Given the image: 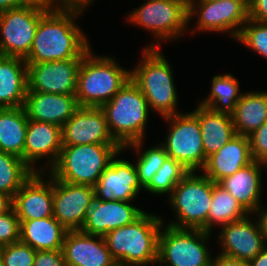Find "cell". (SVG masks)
I'll list each match as a JSON object with an SVG mask.
<instances>
[{
    "label": "cell",
    "instance_id": "6da1fadb",
    "mask_svg": "<svg viewBox=\"0 0 267 266\" xmlns=\"http://www.w3.org/2000/svg\"><path fill=\"white\" fill-rule=\"evenodd\" d=\"M89 5L65 3L47 11L39 22L26 63L82 59L91 49L76 19Z\"/></svg>",
    "mask_w": 267,
    "mask_h": 266
},
{
    "label": "cell",
    "instance_id": "7a4b0ae2",
    "mask_svg": "<svg viewBox=\"0 0 267 266\" xmlns=\"http://www.w3.org/2000/svg\"><path fill=\"white\" fill-rule=\"evenodd\" d=\"M163 224L159 216L144 212L133 223L108 232L104 240L118 266L156 264Z\"/></svg>",
    "mask_w": 267,
    "mask_h": 266
},
{
    "label": "cell",
    "instance_id": "3957f363",
    "mask_svg": "<svg viewBox=\"0 0 267 266\" xmlns=\"http://www.w3.org/2000/svg\"><path fill=\"white\" fill-rule=\"evenodd\" d=\"M142 58L130 70V78L147 99L150 109L162 118L180 113L177 111L178 96L170 63L159 48H143Z\"/></svg>",
    "mask_w": 267,
    "mask_h": 266
},
{
    "label": "cell",
    "instance_id": "277c9868",
    "mask_svg": "<svg viewBox=\"0 0 267 266\" xmlns=\"http://www.w3.org/2000/svg\"><path fill=\"white\" fill-rule=\"evenodd\" d=\"M91 51L82 58L75 96L81 107H102L130 79V70L112 57L97 56Z\"/></svg>",
    "mask_w": 267,
    "mask_h": 266
},
{
    "label": "cell",
    "instance_id": "5b68a950",
    "mask_svg": "<svg viewBox=\"0 0 267 266\" xmlns=\"http://www.w3.org/2000/svg\"><path fill=\"white\" fill-rule=\"evenodd\" d=\"M101 108L104 110L113 139L122 148L144 140L150 107L147 99L131 78Z\"/></svg>",
    "mask_w": 267,
    "mask_h": 266
},
{
    "label": "cell",
    "instance_id": "8992f818",
    "mask_svg": "<svg viewBox=\"0 0 267 266\" xmlns=\"http://www.w3.org/2000/svg\"><path fill=\"white\" fill-rule=\"evenodd\" d=\"M121 152L120 145L62 146L56 164L47 171L57 180L94 187L111 160Z\"/></svg>",
    "mask_w": 267,
    "mask_h": 266
},
{
    "label": "cell",
    "instance_id": "52a82bcc",
    "mask_svg": "<svg viewBox=\"0 0 267 266\" xmlns=\"http://www.w3.org/2000/svg\"><path fill=\"white\" fill-rule=\"evenodd\" d=\"M168 196L177 219L167 225L207 232V216L212 202V181L207 176L189 172Z\"/></svg>",
    "mask_w": 267,
    "mask_h": 266
},
{
    "label": "cell",
    "instance_id": "ba28073f",
    "mask_svg": "<svg viewBox=\"0 0 267 266\" xmlns=\"http://www.w3.org/2000/svg\"><path fill=\"white\" fill-rule=\"evenodd\" d=\"M162 225L159 234V266H210L208 239L211 233L200 229H182ZM164 229V230H163Z\"/></svg>",
    "mask_w": 267,
    "mask_h": 266
},
{
    "label": "cell",
    "instance_id": "9c48e42d",
    "mask_svg": "<svg viewBox=\"0 0 267 266\" xmlns=\"http://www.w3.org/2000/svg\"><path fill=\"white\" fill-rule=\"evenodd\" d=\"M188 3L189 1L147 0L129 13L128 21L154 34L157 43L148 45V48H159V41L175 40L187 31Z\"/></svg>",
    "mask_w": 267,
    "mask_h": 266
},
{
    "label": "cell",
    "instance_id": "30bf717a",
    "mask_svg": "<svg viewBox=\"0 0 267 266\" xmlns=\"http://www.w3.org/2000/svg\"><path fill=\"white\" fill-rule=\"evenodd\" d=\"M169 133L161 144L170 158L180 162L189 172L202 170L207 158L198 118L192 113H177L164 117Z\"/></svg>",
    "mask_w": 267,
    "mask_h": 266
},
{
    "label": "cell",
    "instance_id": "8fae6325",
    "mask_svg": "<svg viewBox=\"0 0 267 266\" xmlns=\"http://www.w3.org/2000/svg\"><path fill=\"white\" fill-rule=\"evenodd\" d=\"M46 12L34 6L0 12V55L26 59L41 17Z\"/></svg>",
    "mask_w": 267,
    "mask_h": 266
},
{
    "label": "cell",
    "instance_id": "7c38bea8",
    "mask_svg": "<svg viewBox=\"0 0 267 266\" xmlns=\"http://www.w3.org/2000/svg\"><path fill=\"white\" fill-rule=\"evenodd\" d=\"M194 15H198V20L195 29L191 30L193 34L196 30L198 32H227L232 38L237 39L247 22L248 10L241 3L232 0H189V24Z\"/></svg>",
    "mask_w": 267,
    "mask_h": 266
},
{
    "label": "cell",
    "instance_id": "4fadbf2b",
    "mask_svg": "<svg viewBox=\"0 0 267 266\" xmlns=\"http://www.w3.org/2000/svg\"><path fill=\"white\" fill-rule=\"evenodd\" d=\"M94 199V187L53 177V216L68 231L81 230Z\"/></svg>",
    "mask_w": 267,
    "mask_h": 266
},
{
    "label": "cell",
    "instance_id": "5bb4252c",
    "mask_svg": "<svg viewBox=\"0 0 267 266\" xmlns=\"http://www.w3.org/2000/svg\"><path fill=\"white\" fill-rule=\"evenodd\" d=\"M81 61L82 59H68L27 63V90L76 95Z\"/></svg>",
    "mask_w": 267,
    "mask_h": 266
},
{
    "label": "cell",
    "instance_id": "9a60e30c",
    "mask_svg": "<svg viewBox=\"0 0 267 266\" xmlns=\"http://www.w3.org/2000/svg\"><path fill=\"white\" fill-rule=\"evenodd\" d=\"M62 146L119 145L112 137L101 107H79L61 127Z\"/></svg>",
    "mask_w": 267,
    "mask_h": 266
},
{
    "label": "cell",
    "instance_id": "2e32d148",
    "mask_svg": "<svg viewBox=\"0 0 267 266\" xmlns=\"http://www.w3.org/2000/svg\"><path fill=\"white\" fill-rule=\"evenodd\" d=\"M249 216L221 227L217 237L221 255L249 262L267 246L258 220L253 222Z\"/></svg>",
    "mask_w": 267,
    "mask_h": 266
},
{
    "label": "cell",
    "instance_id": "e0dca14e",
    "mask_svg": "<svg viewBox=\"0 0 267 266\" xmlns=\"http://www.w3.org/2000/svg\"><path fill=\"white\" fill-rule=\"evenodd\" d=\"M116 157L94 185L95 199L131 202L144 188L139 183L135 163Z\"/></svg>",
    "mask_w": 267,
    "mask_h": 266
},
{
    "label": "cell",
    "instance_id": "ac0fdd59",
    "mask_svg": "<svg viewBox=\"0 0 267 266\" xmlns=\"http://www.w3.org/2000/svg\"><path fill=\"white\" fill-rule=\"evenodd\" d=\"M34 172L13 197L12 207L19 220H34L53 216V176L49 180Z\"/></svg>",
    "mask_w": 267,
    "mask_h": 266
},
{
    "label": "cell",
    "instance_id": "d6986e66",
    "mask_svg": "<svg viewBox=\"0 0 267 266\" xmlns=\"http://www.w3.org/2000/svg\"><path fill=\"white\" fill-rule=\"evenodd\" d=\"M144 212L131 205L130 202L94 199L93 205L88 209L81 231L104 237L116 228L133 223Z\"/></svg>",
    "mask_w": 267,
    "mask_h": 266
},
{
    "label": "cell",
    "instance_id": "ffe728a7",
    "mask_svg": "<svg viewBox=\"0 0 267 266\" xmlns=\"http://www.w3.org/2000/svg\"><path fill=\"white\" fill-rule=\"evenodd\" d=\"M62 149L61 127L47 122L29 120L26 131L24 162L34 171L44 173L56 164ZM47 157L46 168L34 167L35 162ZM34 163V164H33Z\"/></svg>",
    "mask_w": 267,
    "mask_h": 266
},
{
    "label": "cell",
    "instance_id": "44dd1931",
    "mask_svg": "<svg viewBox=\"0 0 267 266\" xmlns=\"http://www.w3.org/2000/svg\"><path fill=\"white\" fill-rule=\"evenodd\" d=\"M62 251L67 266H118L103 236L81 230L67 231Z\"/></svg>",
    "mask_w": 267,
    "mask_h": 266
},
{
    "label": "cell",
    "instance_id": "7402d4cb",
    "mask_svg": "<svg viewBox=\"0 0 267 266\" xmlns=\"http://www.w3.org/2000/svg\"><path fill=\"white\" fill-rule=\"evenodd\" d=\"M75 95L42 93L27 90L24 109L28 120L62 127L79 108Z\"/></svg>",
    "mask_w": 267,
    "mask_h": 266
},
{
    "label": "cell",
    "instance_id": "603a6c76",
    "mask_svg": "<svg viewBox=\"0 0 267 266\" xmlns=\"http://www.w3.org/2000/svg\"><path fill=\"white\" fill-rule=\"evenodd\" d=\"M252 161L249 138L237 134L207 158L202 173L214 183H219Z\"/></svg>",
    "mask_w": 267,
    "mask_h": 266
},
{
    "label": "cell",
    "instance_id": "cb8c5ba5",
    "mask_svg": "<svg viewBox=\"0 0 267 266\" xmlns=\"http://www.w3.org/2000/svg\"><path fill=\"white\" fill-rule=\"evenodd\" d=\"M262 166L264 164L252 161L242 167L232 176L226 177L218 184L227 190L251 215L260 206L262 190Z\"/></svg>",
    "mask_w": 267,
    "mask_h": 266
},
{
    "label": "cell",
    "instance_id": "d4e9b609",
    "mask_svg": "<svg viewBox=\"0 0 267 266\" xmlns=\"http://www.w3.org/2000/svg\"><path fill=\"white\" fill-rule=\"evenodd\" d=\"M27 89L25 59L0 55V109L24 107Z\"/></svg>",
    "mask_w": 267,
    "mask_h": 266
},
{
    "label": "cell",
    "instance_id": "484cf974",
    "mask_svg": "<svg viewBox=\"0 0 267 266\" xmlns=\"http://www.w3.org/2000/svg\"><path fill=\"white\" fill-rule=\"evenodd\" d=\"M192 113L198 118L205 157L220 150L237 135L231 114L214 112L198 105Z\"/></svg>",
    "mask_w": 267,
    "mask_h": 266
},
{
    "label": "cell",
    "instance_id": "4316f807",
    "mask_svg": "<svg viewBox=\"0 0 267 266\" xmlns=\"http://www.w3.org/2000/svg\"><path fill=\"white\" fill-rule=\"evenodd\" d=\"M67 229L54 216L20 220V242L34 250H62Z\"/></svg>",
    "mask_w": 267,
    "mask_h": 266
},
{
    "label": "cell",
    "instance_id": "83f0119b",
    "mask_svg": "<svg viewBox=\"0 0 267 266\" xmlns=\"http://www.w3.org/2000/svg\"><path fill=\"white\" fill-rule=\"evenodd\" d=\"M231 115L236 133L248 137L267 121V92L243 93Z\"/></svg>",
    "mask_w": 267,
    "mask_h": 266
},
{
    "label": "cell",
    "instance_id": "f1b7e54d",
    "mask_svg": "<svg viewBox=\"0 0 267 266\" xmlns=\"http://www.w3.org/2000/svg\"><path fill=\"white\" fill-rule=\"evenodd\" d=\"M28 122L24 107L0 109V151L24 160Z\"/></svg>",
    "mask_w": 267,
    "mask_h": 266
},
{
    "label": "cell",
    "instance_id": "f546056e",
    "mask_svg": "<svg viewBox=\"0 0 267 266\" xmlns=\"http://www.w3.org/2000/svg\"><path fill=\"white\" fill-rule=\"evenodd\" d=\"M250 215L241 204L222 186L212 181V202L207 216V232L215 224L224 226Z\"/></svg>",
    "mask_w": 267,
    "mask_h": 266
},
{
    "label": "cell",
    "instance_id": "4dcf8cb0",
    "mask_svg": "<svg viewBox=\"0 0 267 266\" xmlns=\"http://www.w3.org/2000/svg\"><path fill=\"white\" fill-rule=\"evenodd\" d=\"M243 93L232 74L215 75L212 78L210 94L199 105L214 112L232 114Z\"/></svg>",
    "mask_w": 267,
    "mask_h": 266
},
{
    "label": "cell",
    "instance_id": "1f68e13d",
    "mask_svg": "<svg viewBox=\"0 0 267 266\" xmlns=\"http://www.w3.org/2000/svg\"><path fill=\"white\" fill-rule=\"evenodd\" d=\"M34 171L23 159L0 151V192L12 199Z\"/></svg>",
    "mask_w": 267,
    "mask_h": 266
},
{
    "label": "cell",
    "instance_id": "d6a6232c",
    "mask_svg": "<svg viewBox=\"0 0 267 266\" xmlns=\"http://www.w3.org/2000/svg\"><path fill=\"white\" fill-rule=\"evenodd\" d=\"M143 143L144 140L136 141L123 147L122 151L125 149L127 150V148H133L138 153L139 157L135 167L137 169L139 183L144 188L151 181L157 171L161 169L162 164L169 156L161 144L146 149L143 153H139L141 152Z\"/></svg>",
    "mask_w": 267,
    "mask_h": 266
},
{
    "label": "cell",
    "instance_id": "836d02e7",
    "mask_svg": "<svg viewBox=\"0 0 267 266\" xmlns=\"http://www.w3.org/2000/svg\"><path fill=\"white\" fill-rule=\"evenodd\" d=\"M189 173V171L178 161L168 157L162 164L160 170L152 177L151 181L144 187L149 193L171 194L175 186Z\"/></svg>",
    "mask_w": 267,
    "mask_h": 266
},
{
    "label": "cell",
    "instance_id": "e575fe53",
    "mask_svg": "<svg viewBox=\"0 0 267 266\" xmlns=\"http://www.w3.org/2000/svg\"><path fill=\"white\" fill-rule=\"evenodd\" d=\"M236 40L267 59V23L248 18Z\"/></svg>",
    "mask_w": 267,
    "mask_h": 266
},
{
    "label": "cell",
    "instance_id": "d590c367",
    "mask_svg": "<svg viewBox=\"0 0 267 266\" xmlns=\"http://www.w3.org/2000/svg\"><path fill=\"white\" fill-rule=\"evenodd\" d=\"M36 250L22 242L0 247V257L4 266H33Z\"/></svg>",
    "mask_w": 267,
    "mask_h": 266
},
{
    "label": "cell",
    "instance_id": "8d00e7d4",
    "mask_svg": "<svg viewBox=\"0 0 267 266\" xmlns=\"http://www.w3.org/2000/svg\"><path fill=\"white\" fill-rule=\"evenodd\" d=\"M20 240V220L12 207L8 212L0 214V247Z\"/></svg>",
    "mask_w": 267,
    "mask_h": 266
},
{
    "label": "cell",
    "instance_id": "74e56055",
    "mask_svg": "<svg viewBox=\"0 0 267 266\" xmlns=\"http://www.w3.org/2000/svg\"><path fill=\"white\" fill-rule=\"evenodd\" d=\"M248 138L252 159L262 164L267 163V121Z\"/></svg>",
    "mask_w": 267,
    "mask_h": 266
},
{
    "label": "cell",
    "instance_id": "f35d334b",
    "mask_svg": "<svg viewBox=\"0 0 267 266\" xmlns=\"http://www.w3.org/2000/svg\"><path fill=\"white\" fill-rule=\"evenodd\" d=\"M33 266H67L62 250L36 251Z\"/></svg>",
    "mask_w": 267,
    "mask_h": 266
},
{
    "label": "cell",
    "instance_id": "ab89813d",
    "mask_svg": "<svg viewBox=\"0 0 267 266\" xmlns=\"http://www.w3.org/2000/svg\"><path fill=\"white\" fill-rule=\"evenodd\" d=\"M248 18L260 23H267V0H252Z\"/></svg>",
    "mask_w": 267,
    "mask_h": 266
},
{
    "label": "cell",
    "instance_id": "60d3db41",
    "mask_svg": "<svg viewBox=\"0 0 267 266\" xmlns=\"http://www.w3.org/2000/svg\"><path fill=\"white\" fill-rule=\"evenodd\" d=\"M22 1L27 6H34L47 11L56 10L65 4L63 0H22Z\"/></svg>",
    "mask_w": 267,
    "mask_h": 266
},
{
    "label": "cell",
    "instance_id": "b9f144b4",
    "mask_svg": "<svg viewBox=\"0 0 267 266\" xmlns=\"http://www.w3.org/2000/svg\"><path fill=\"white\" fill-rule=\"evenodd\" d=\"M210 266H249L247 261L219 254L211 260Z\"/></svg>",
    "mask_w": 267,
    "mask_h": 266
},
{
    "label": "cell",
    "instance_id": "7bdbcfd3",
    "mask_svg": "<svg viewBox=\"0 0 267 266\" xmlns=\"http://www.w3.org/2000/svg\"><path fill=\"white\" fill-rule=\"evenodd\" d=\"M257 216H256V215ZM255 218L257 217L263 237L267 244V208L263 209L261 206L258 208V210L254 213Z\"/></svg>",
    "mask_w": 267,
    "mask_h": 266
},
{
    "label": "cell",
    "instance_id": "ee69618b",
    "mask_svg": "<svg viewBox=\"0 0 267 266\" xmlns=\"http://www.w3.org/2000/svg\"><path fill=\"white\" fill-rule=\"evenodd\" d=\"M27 6L22 0H0V12Z\"/></svg>",
    "mask_w": 267,
    "mask_h": 266
},
{
    "label": "cell",
    "instance_id": "f6af8a7d",
    "mask_svg": "<svg viewBox=\"0 0 267 266\" xmlns=\"http://www.w3.org/2000/svg\"><path fill=\"white\" fill-rule=\"evenodd\" d=\"M249 266H267V246L248 262Z\"/></svg>",
    "mask_w": 267,
    "mask_h": 266
},
{
    "label": "cell",
    "instance_id": "bcb514c9",
    "mask_svg": "<svg viewBox=\"0 0 267 266\" xmlns=\"http://www.w3.org/2000/svg\"><path fill=\"white\" fill-rule=\"evenodd\" d=\"M13 199L4 193L0 192V214L8 212L12 208Z\"/></svg>",
    "mask_w": 267,
    "mask_h": 266
},
{
    "label": "cell",
    "instance_id": "7dc6e473",
    "mask_svg": "<svg viewBox=\"0 0 267 266\" xmlns=\"http://www.w3.org/2000/svg\"><path fill=\"white\" fill-rule=\"evenodd\" d=\"M209 1H222V0H209ZM241 3L247 10H249L252 0H232Z\"/></svg>",
    "mask_w": 267,
    "mask_h": 266
},
{
    "label": "cell",
    "instance_id": "c3c4849f",
    "mask_svg": "<svg viewBox=\"0 0 267 266\" xmlns=\"http://www.w3.org/2000/svg\"><path fill=\"white\" fill-rule=\"evenodd\" d=\"M65 3H81L89 5L93 0H63Z\"/></svg>",
    "mask_w": 267,
    "mask_h": 266
},
{
    "label": "cell",
    "instance_id": "681fc988",
    "mask_svg": "<svg viewBox=\"0 0 267 266\" xmlns=\"http://www.w3.org/2000/svg\"><path fill=\"white\" fill-rule=\"evenodd\" d=\"M163 1H189V0H163Z\"/></svg>",
    "mask_w": 267,
    "mask_h": 266
},
{
    "label": "cell",
    "instance_id": "f907efd6",
    "mask_svg": "<svg viewBox=\"0 0 267 266\" xmlns=\"http://www.w3.org/2000/svg\"><path fill=\"white\" fill-rule=\"evenodd\" d=\"M0 266H4V264H3V261H2V259H1V257H0Z\"/></svg>",
    "mask_w": 267,
    "mask_h": 266
}]
</instances>
